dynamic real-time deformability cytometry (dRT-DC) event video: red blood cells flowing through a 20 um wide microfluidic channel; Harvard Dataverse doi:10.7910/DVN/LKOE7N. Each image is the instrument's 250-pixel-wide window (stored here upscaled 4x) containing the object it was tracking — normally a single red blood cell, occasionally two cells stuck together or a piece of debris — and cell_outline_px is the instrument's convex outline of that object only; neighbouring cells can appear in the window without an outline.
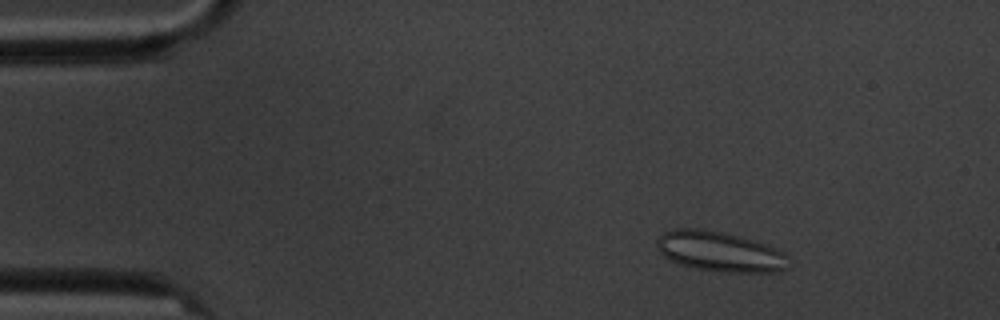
{"species": "common noctule bat (a hibernating species)", "species_latin": "Nyctalus noctula", "temperature_condition": "cold", "stored_images_in_passage": 9, "camera_frame_rate_fps": 3000, "um_per_image_px": 0.085, "animal": {"sex": "male", "body_mass_g": 20.1, "forearm_length_mm": 53.5}, "frame": {"image": 1, "passage_image": 3, "time_ms": 2.333, "image_size_px": [1000, 320], "cell_outline_px": [[788, 268], [780, 272], [724, 272], [696, 268], [680, 264], [664, 256], [660, 252], [656, 244], [656, 240], [664, 232], [672, 228], [704, 228], [724, 232], [756, 240], [776, 248], [784, 252], [788, 256]], "centroid_in_image_um": [61.21, 21.37], "position_along_channel_um": 23.8, "area_um2": 31.1}}
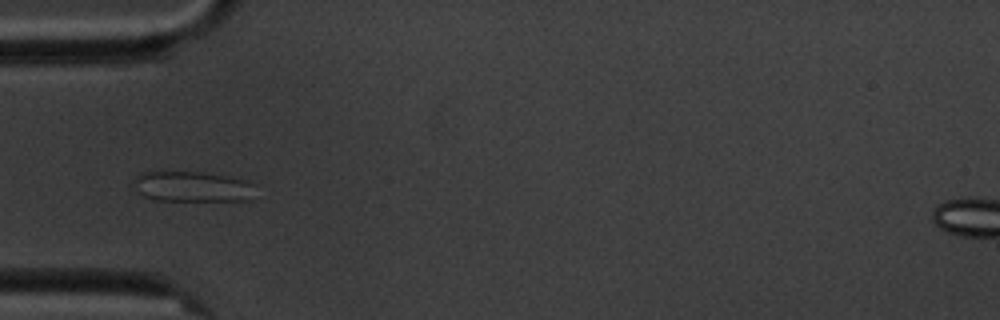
{"frame": {"image": 2, "passage_image": 6, "time_ms": 5.667, "image_size_px": [1000, 320], "cell_outline_px": [[256, 184], [252, 200], [152, 200], [136, 192], [136, 176], [144, 172], [200, 172], [248, 180]], "centroid_in_image_um": [16.41, 15.87], "position_along_channel_um": 68.6, "area_um2": 21.5}}
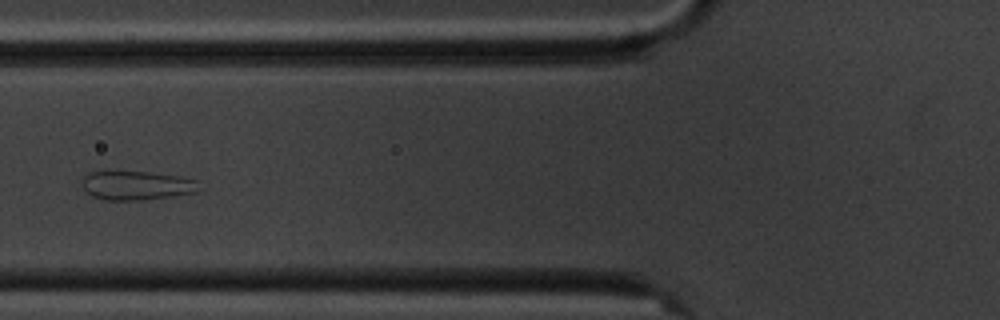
{"frame": {"image": 3, "passage_image": 7, "time_ms": 7.0, "image_size_px": [1000, 320], "cell_outline_px": [[200, 180], [196, 192], [176, 196], [144, 200], [104, 200], [92, 196], [84, 188], [84, 176], [92, 172], [148, 172], [180, 176]], "centroid_in_image_um": [11.69, 15.78], "position_along_channel_um": 114.1, "area_um2": 19.65}}